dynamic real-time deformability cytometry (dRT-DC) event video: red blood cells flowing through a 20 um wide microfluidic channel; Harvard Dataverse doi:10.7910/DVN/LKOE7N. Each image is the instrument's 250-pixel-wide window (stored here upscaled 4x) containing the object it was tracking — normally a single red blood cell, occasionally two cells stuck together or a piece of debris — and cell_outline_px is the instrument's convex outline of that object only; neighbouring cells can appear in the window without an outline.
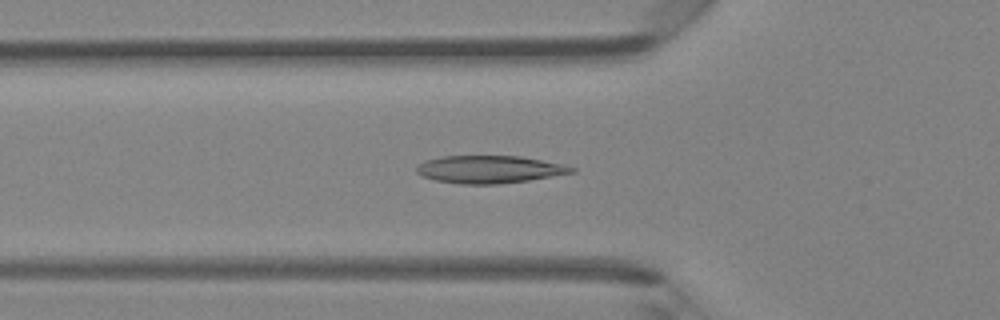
{"species": "Egyptian fruit bat (a non-hibernating species)", "species_latin": "Rousettus aegyptiacus", "temperature_condition": "room temperature", "stored_images_in_passage": 33, "camera_frame_rate_fps": 3000, "um_per_image_px": 0.085, "animal": {"sex": "female"}, "frame": {"image": 1, "passage_image": 2, "time_ms": 0.333, "image_size_px": [1000, 320], "cell_outline_px": [[576, 172], [528, 180], [496, 184], [460, 184], [436, 180], [424, 176], [416, 172], [416, 168], [424, 160], [440, 156], [520, 156], [564, 164], [576, 168]], "centroid_in_image_um": [41.61, 14.39], "position_along_channel_um": 84.2, "area_um2": 24.85}}
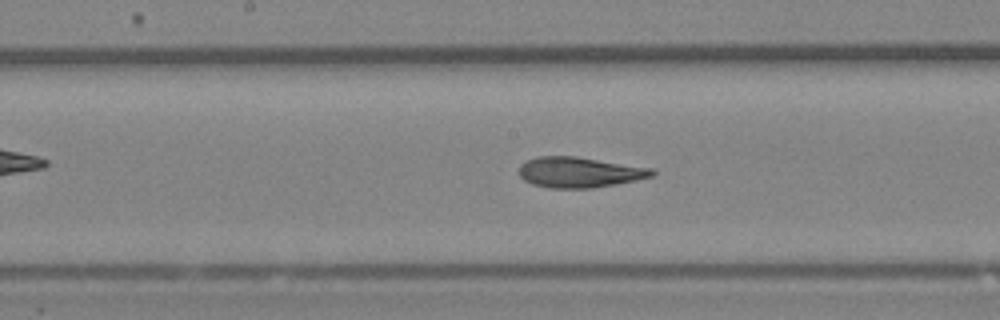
{"frame": {"image": 2, "passage_image": 10, "time_ms": 3.0, "image_size_px": [1000, 320], "cell_outline_px": [[656, 172], [652, 176], [636, 180], [616, 184], [592, 188], [548, 188], [532, 184], [524, 180], [520, 176], [520, 164], [536, 156], [576, 156], [652, 168]], "centroid_in_image_um": [49.24, 14.64], "position_along_channel_um": 199.0, "area_um2": 23.64}}
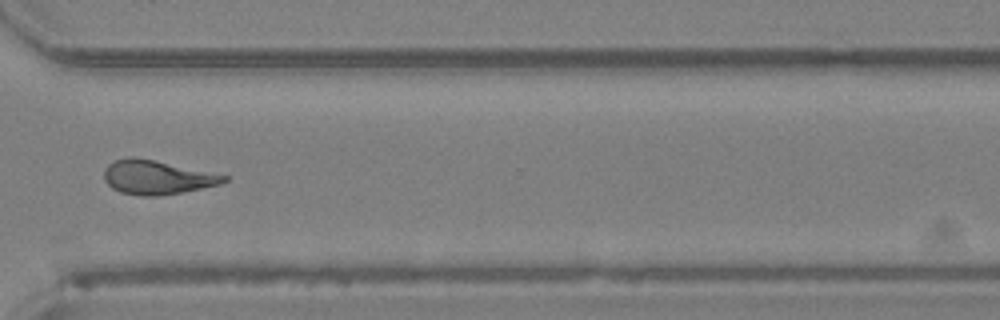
{"frame": {"image": 3, "passage_image": 21, "time_ms": 6.667, "image_size_px": [1000, 320], "cell_outline_px": [[228, 180], [220, 184], [160, 196], [140, 196], [120, 192], [112, 188], [104, 180], [104, 168], [108, 164], [116, 160], [128, 156], [132, 156], [152, 160], [228, 176]], "centroid_in_image_um": [13.28, 15.08], "position_along_channel_um": 357.3, "area_um2": 23.41}, "authors_computed_cell_mechanics": {"area_um2": 23.5246, "velocity_mm_per_s": 4.303, "shape_relaxation_time_tau1_ms": 5.8934, "shape_relaxation_time_tau2_ms": 2.0153, "deformation_change_tau1": 0.1788, "deformation_change_tau2": 0.0884}}